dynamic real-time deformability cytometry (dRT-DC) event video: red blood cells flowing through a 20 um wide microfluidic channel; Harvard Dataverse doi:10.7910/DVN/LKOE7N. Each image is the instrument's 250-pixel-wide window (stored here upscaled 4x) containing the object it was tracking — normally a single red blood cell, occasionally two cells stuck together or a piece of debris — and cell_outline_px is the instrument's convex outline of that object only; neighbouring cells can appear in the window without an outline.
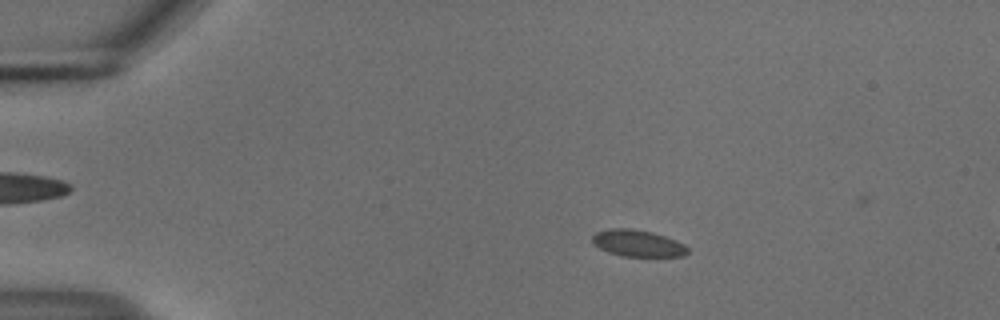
{"species": "common noctule bat (a hibernating species)", "species_latin": "Nyctalus noctula", "temperature_condition": "cold", "stored_images_in_passage": 55, "camera_frame_rate_fps": 3000, "um_per_image_px": 0.085, "animal": {"sex": "male", "body_mass_g": 18.8}, "frame": {"image": 1, "passage_image": 11, "time_ms": 3.333, "image_size_px": [1000, 320], "cell_outline_px": [[688, 252], [684, 256], [624, 256], [608, 252], [600, 248], [592, 240], [592, 236], [596, 232], [608, 228], [632, 228], [652, 232], [676, 240], [684, 244], [688, 248]], "centroid_in_image_um": [54.21, 20.67], "position_along_channel_um": 30.8, "area_um2": 14.74}}
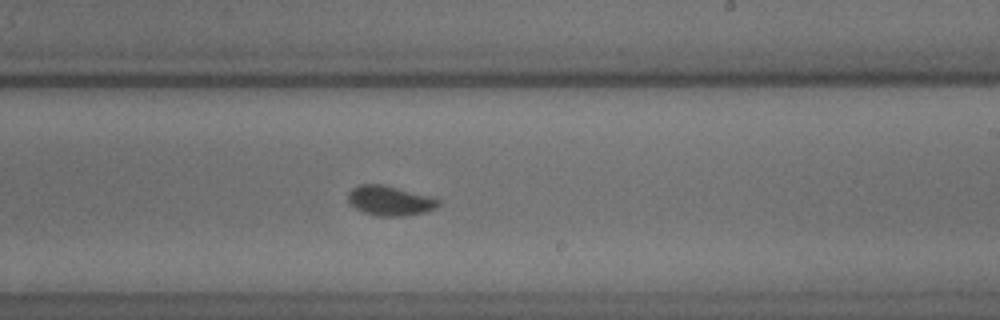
{"frame": {"image": 2, "passage_image": 34, "time_ms": 11.0, "image_size_px": [1000, 320], "cell_outline_px": [[440, 204], [436, 208], [424, 212], [404, 216], [376, 216], [364, 212], [348, 204], [348, 192], [352, 188], [360, 184], [384, 184], [432, 196], [440, 200]], "centroid_in_image_um": [33.14, 17.05], "position_along_channel_um": 255.9, "area_um2": 15.9}}
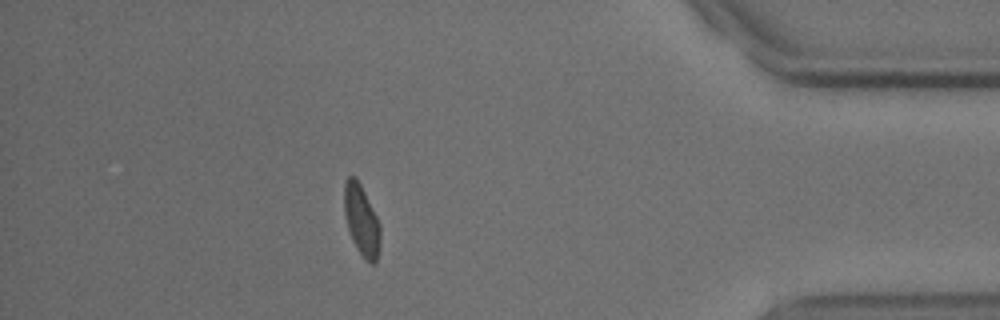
{"frame": {"image": 3, "passage_image": 49, "time_ms": 16.0, "image_size_px": [1000, 320], "cell_outline_px": [[380, 244], [376, 264], [372, 264], [356, 248], [352, 240], [344, 216], [344, 180], [348, 176], [356, 176], [380, 224]], "centroid_in_image_um": [30.71, 18.7], "position_along_channel_um": 404.5, "area_um2": 14.8}, "authors_computed_cell_mechanics": {"area_um2": 15.2014, "velocity_mm_per_s": 3.719, "shape_relaxation_time_tau1_ms": 5.6642, "shape_relaxation_time_tau2_ms": null, "deformation_change_tau1": 0.0815, "deformation_change_tau2": null}}